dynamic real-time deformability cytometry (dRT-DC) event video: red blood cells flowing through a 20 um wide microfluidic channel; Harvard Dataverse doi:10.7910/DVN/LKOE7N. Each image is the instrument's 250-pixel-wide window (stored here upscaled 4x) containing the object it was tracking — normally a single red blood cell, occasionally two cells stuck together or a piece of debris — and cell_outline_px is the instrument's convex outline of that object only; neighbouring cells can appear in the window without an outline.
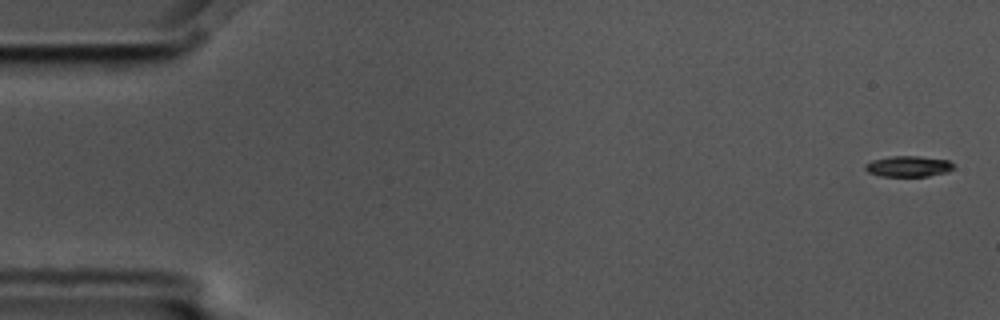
{"species": "common noctule bat (a hibernating species)", "species_latin": "Nyctalus noctula", "temperature_condition": "cold", "stored_images_in_passage": 15, "camera_frame_rate_fps": 3000, "um_per_image_px": 0.085, "animal": {"sex": "male", "body_mass_g": 17.5, "forearm_length_mm": 52.3}, "frame": {"image": 1, "passage_image": 1, "time_ms": 0.0, "image_size_px": [1000, 320], "cell_outline_px": [[956, 168], [948, 172], [928, 176], [880, 176], [868, 172], [864, 168], [864, 164], [872, 160], [892, 156], [920, 156], [948, 160]], "centroid_in_image_um": [77.22, 14.14], "position_along_channel_um": 7.8, "area_um2": 10.81}}
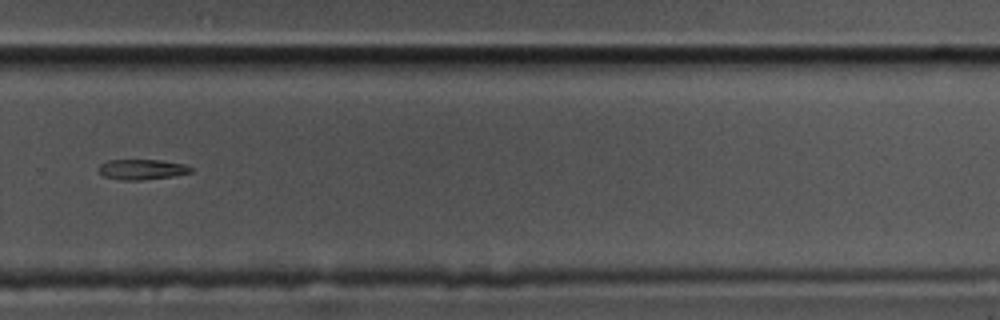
{"frame": {"image": 2, "passage_image": 11, "time_ms": 3.333, "image_size_px": [1000, 320], "cell_outline_px": [[192, 172], [172, 176], [144, 180], [124, 180], [104, 176], [100, 172], [100, 164], [108, 160], [160, 160], [184, 164], [192, 168]], "centroid_in_image_um": [12.08, 14.4], "position_along_channel_um": 317.7, "area_um2": 10.75}}
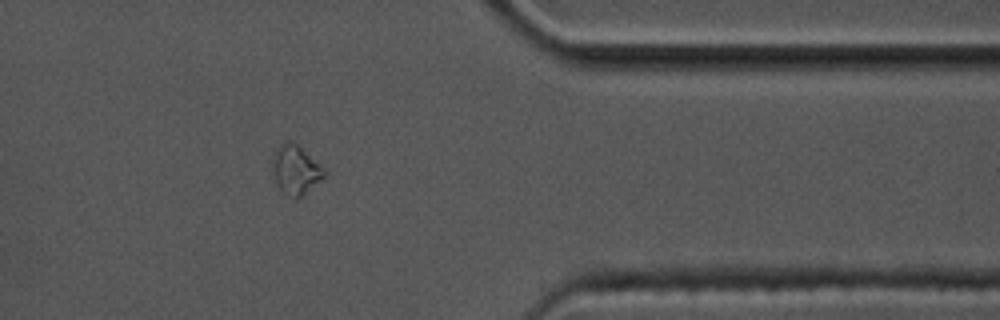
{"frame": {"image": 3, "passage_image": 13, "time_ms": 4.0, "image_size_px": [1000, 320], "cell_outline_px": [[324, 176], [320, 180], [296, 200], [284, 192], [276, 184], [272, 168], [272, 160], [280, 144], [288, 140], [296, 144], [324, 168]], "centroid_in_image_um": [25.1, 14.44], "position_along_channel_um": 386.3, "area_um2": 14.28}}